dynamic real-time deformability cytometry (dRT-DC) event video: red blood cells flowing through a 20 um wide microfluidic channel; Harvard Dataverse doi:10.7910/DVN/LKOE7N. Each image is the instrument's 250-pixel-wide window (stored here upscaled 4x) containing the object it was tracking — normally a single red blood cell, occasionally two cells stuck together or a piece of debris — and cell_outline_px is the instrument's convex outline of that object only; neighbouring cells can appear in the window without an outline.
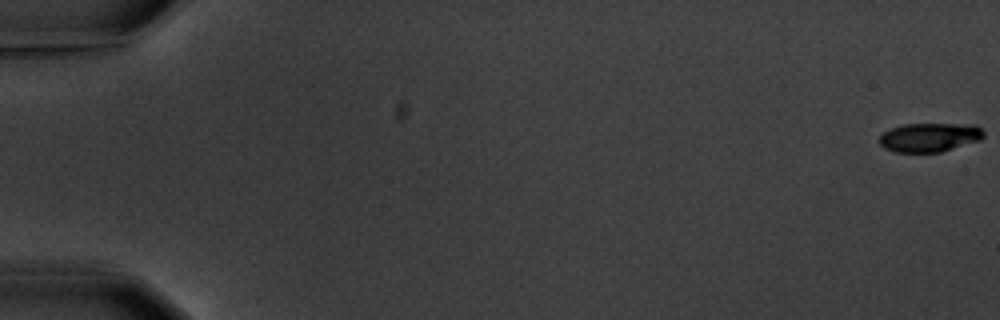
{"species": "common noctule bat (a hibernating species)", "species_latin": "Nyctalus noctula", "temperature_condition": "warm", "stored_images_in_passage": 5, "camera_frame_rate_fps": 3000, "um_per_image_px": 0.085, "animal": {"sex": "male", "body_mass_g": 20.1, "forearm_length_mm": 53.5}, "frame": {"image": 1, "passage_image": 1, "time_ms": 0.0, "image_size_px": [1000, 320], "cell_outline_px": [[984, 136], [980, 140], [940, 152], [896, 152], [884, 148], [880, 144], [880, 136], [884, 132], [892, 128], [904, 124], [976, 124], [984, 132]], "centroid_in_image_um": [79.03, 11.67], "position_along_channel_um": 6.0, "area_um2": 17.51}}